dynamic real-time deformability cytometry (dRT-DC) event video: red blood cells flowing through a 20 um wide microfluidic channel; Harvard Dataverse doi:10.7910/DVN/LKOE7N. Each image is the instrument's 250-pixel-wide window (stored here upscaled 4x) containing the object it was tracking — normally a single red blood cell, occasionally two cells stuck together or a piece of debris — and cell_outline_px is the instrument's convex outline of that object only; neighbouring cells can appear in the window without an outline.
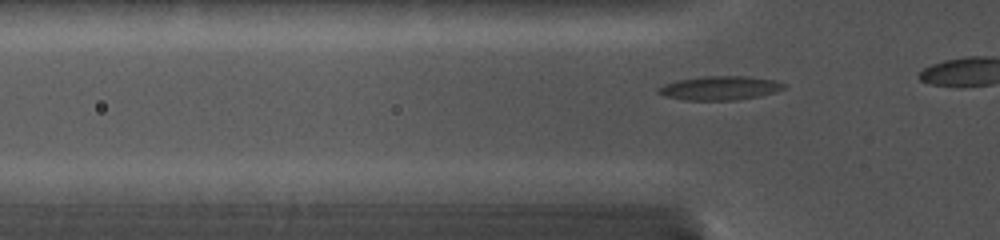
{"species": "common noctule bat (a hibernating species)", "species_latin": "Nyctalus noctula", "temperature_condition": "cold", "stored_images_in_passage": 19, "camera_frame_rate_fps": 5000, "um_per_image_px": 0.085, "animal": {"sex": "female", "body_mass_g": 19.0, "forearm_length_mm": 56.7}, "frame": {"image": 1, "passage_image": 4, "time_ms": 1.0, "image_size_px": [1000, 240], "cell_outline_px": [[788, 84], [784, 88], [776, 92], [760, 96], [736, 100], [688, 100], [664, 96], [656, 92], [656, 88], [664, 84], [676, 80], [700, 76], [748, 76], [776, 80]], "centroid_in_image_um": [61.2, 7.47], "position_along_channel_um": 64.6, "area_um2": 17.8}}
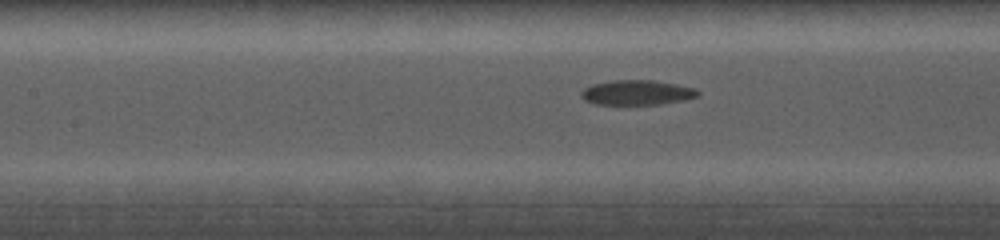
{"frame": {"image": 2, "passage_image": 11, "time_ms": 3.4, "image_size_px": [1000, 240], "cell_outline_px": [[700, 96], [684, 100], [660, 104], [592, 104], [584, 100], [580, 96], [580, 92], [584, 88], [592, 84], [616, 80], [652, 80], [676, 84], [696, 88], [700, 92]], "centroid_in_image_um": [54.14, 7.87], "position_along_channel_um": 153.3, "area_um2": 16.99}}
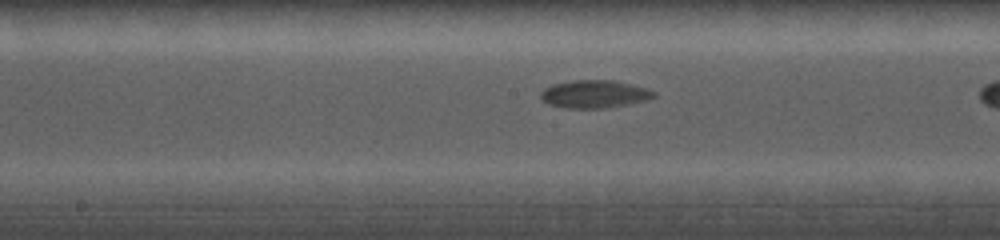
{"frame": {"image": 3, "passage_image": 14, "time_ms": 4.6, "image_size_px": [1000, 240], "cell_outline_px": [[656, 96], [648, 100], [608, 108], [568, 108], [548, 104], [540, 100], [540, 92], [544, 88], [552, 84], [572, 80], [616, 80], [648, 88], [656, 92]], "centroid_in_image_um": [50.53, 7.99], "position_along_channel_um": 197.7, "area_um2": 18.67}}